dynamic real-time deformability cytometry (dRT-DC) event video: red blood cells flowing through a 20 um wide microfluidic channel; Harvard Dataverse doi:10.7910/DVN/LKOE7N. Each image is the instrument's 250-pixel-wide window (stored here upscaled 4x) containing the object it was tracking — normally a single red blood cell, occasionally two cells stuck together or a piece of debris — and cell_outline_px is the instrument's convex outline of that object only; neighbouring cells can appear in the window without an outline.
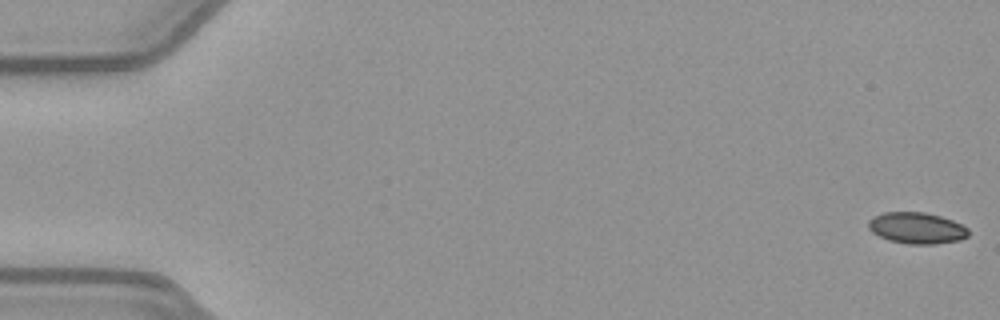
{"species": "common noctule bat (a hibernating species)", "species_latin": "Nyctalus noctula", "temperature_condition": "warm", "stored_images_in_passage": 53, "camera_frame_rate_fps": 3000, "um_per_image_px": 0.085, "animal": {"sex": "female", "body_mass_g": 21.9}, "frame": {"image": 1, "passage_image": 1, "time_ms": 0.0, "image_size_px": [1000, 320], "cell_outline_px": [[968, 236], [960, 240], [936, 244], [908, 244], [888, 240], [872, 232], [868, 228], [868, 220], [872, 216], [884, 212], [924, 212], [940, 216], [952, 220], [968, 228]], "centroid_in_image_um": [77.9, 19.38], "position_along_channel_um": 7.1, "area_um2": 18.32}}
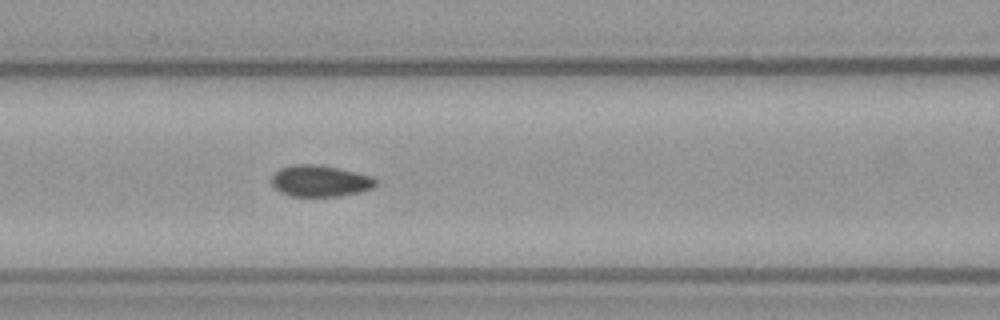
{"frame": {"image": 2, "passage_image": 23, "time_ms": 7.333, "image_size_px": [1000, 320], "cell_outline_px": [[376, 184], [372, 188], [360, 192], [336, 196], [292, 196], [280, 192], [272, 184], [272, 176], [280, 168], [296, 164], [312, 164], [336, 168], [356, 172], [372, 176], [376, 180]], "centroid_in_image_um": [27.2, 15.38], "position_along_channel_um": 139.4, "area_um2": 18.79}}
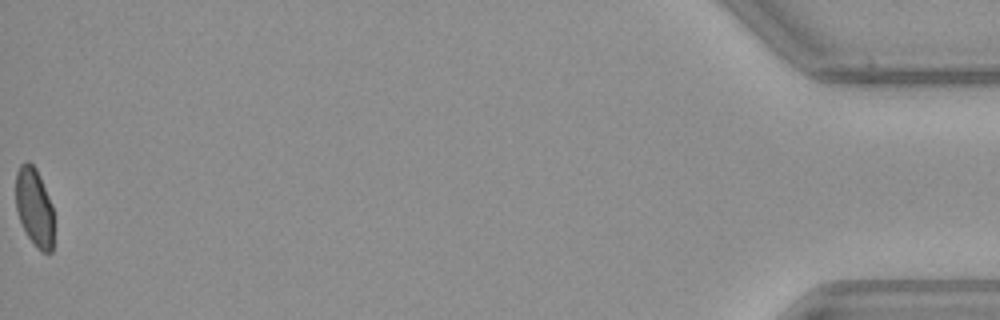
{"frame": {"image": 3, "passage_image": 53, "time_ms": 17.333, "image_size_px": [1000, 320], "cell_outline_px": [[52, 252], [40, 252], [36, 248], [28, 236], [20, 220], [16, 208], [16, 172], [20, 164], [24, 160], [28, 160], [36, 168], [40, 176], [52, 204]], "centroid_in_image_um": [2.91, 17.57], "position_along_channel_um": 432.3, "area_um2": 17.34}}